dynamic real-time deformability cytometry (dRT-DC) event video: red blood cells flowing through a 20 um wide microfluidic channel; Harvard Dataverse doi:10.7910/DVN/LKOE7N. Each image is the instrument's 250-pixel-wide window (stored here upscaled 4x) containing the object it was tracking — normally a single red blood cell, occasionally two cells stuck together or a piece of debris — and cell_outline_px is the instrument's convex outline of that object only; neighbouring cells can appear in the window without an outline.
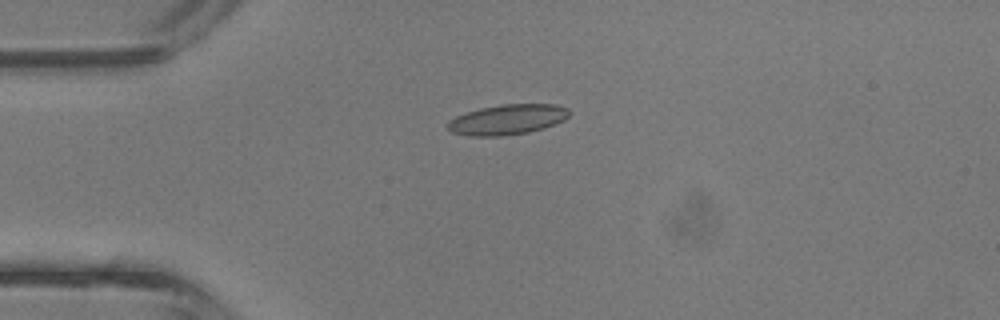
{"species": "common noctule bat (a hibernating species)", "species_latin": "Nyctalus noctula", "temperature_condition": "room temperature", "stored_images_in_passage": 1, "camera_frame_rate_fps": 3000, "um_per_image_px": 0.085, "animal": {"sex": "male", "body_mass_g": 13.3}, "frame": {"image": 1, "passage_image": 1, "time_ms": 0.0, "image_size_px": [1000, 320], "cell_outline_px": [[568, 116], [564, 120], [556, 124], [544, 128], [528, 132], [500, 136], [468, 136], [452, 132], [448, 128], [448, 120], [456, 116], [480, 108], [504, 104], [556, 104], [568, 108]], "centroid_in_image_um": [43.14, 10.16], "position_along_channel_um": 41.9, "area_um2": 21.33}}